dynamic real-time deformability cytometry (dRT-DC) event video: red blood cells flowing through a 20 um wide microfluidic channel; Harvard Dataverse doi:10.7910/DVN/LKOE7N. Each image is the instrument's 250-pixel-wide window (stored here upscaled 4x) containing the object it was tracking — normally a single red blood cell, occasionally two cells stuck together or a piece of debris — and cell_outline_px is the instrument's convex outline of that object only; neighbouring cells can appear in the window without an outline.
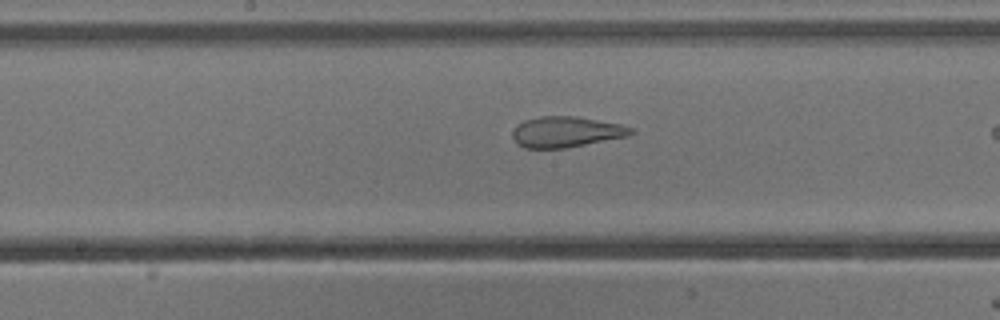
{"species": "common noctule bat (a hibernating species)", "species_latin": "Nyctalus noctula", "temperature_condition": "cold", "stored_images_in_passage": 28, "camera_frame_rate_fps": 3000, "um_per_image_px": 0.085, "animal": {"sex": "male", "body_mass_g": 13.3}, "frame": {"image": 1, "passage_image": 20, "time_ms": 6.333, "image_size_px": [1000, 320], "cell_outline_px": [[636, 132], [628, 136], [564, 148], [524, 148], [516, 144], [512, 136], [512, 132], [516, 124], [524, 120], [540, 116], [576, 116], [620, 124], [636, 128]], "centroid_in_image_um": [48.11, 11.2], "position_along_channel_um": 200.1, "area_um2": 21.39}}
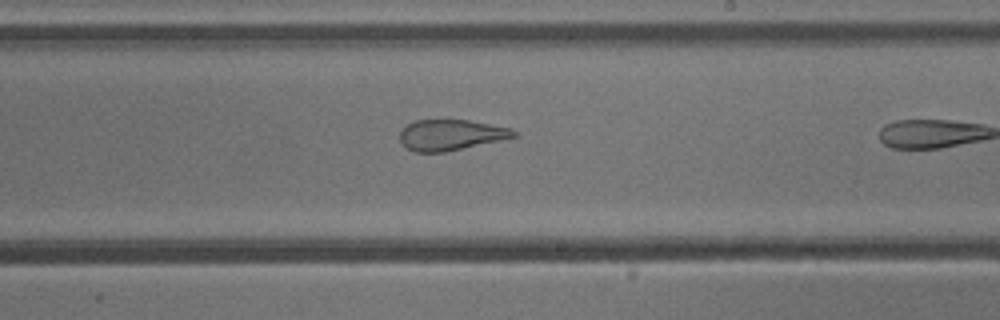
{"frame": {"image": 2, "passage_image": 24, "time_ms": 7.667, "image_size_px": [1000, 320], "cell_outline_px": [[520, 132], [516, 136], [500, 140], [444, 152], [416, 152], [404, 148], [400, 140], [400, 128], [416, 120], [468, 120], [512, 128]], "centroid_in_image_um": [38.3, 11.46], "position_along_channel_um": 250.7, "area_um2": 20.46}}